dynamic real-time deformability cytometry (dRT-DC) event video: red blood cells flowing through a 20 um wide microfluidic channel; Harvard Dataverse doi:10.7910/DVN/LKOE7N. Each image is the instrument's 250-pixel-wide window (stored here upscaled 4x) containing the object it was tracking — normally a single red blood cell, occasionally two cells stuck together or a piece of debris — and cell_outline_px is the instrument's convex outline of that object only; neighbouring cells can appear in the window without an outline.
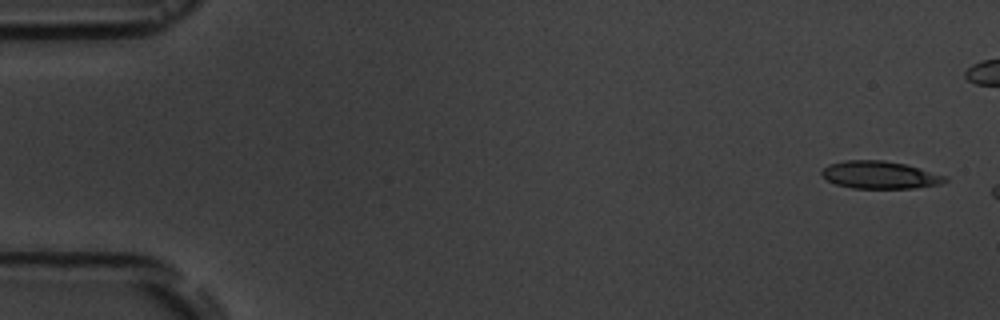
{"species": "common noctule bat (a hibernating species)", "species_latin": "Nyctalus noctula", "temperature_condition": "room temperature", "stored_images_in_passage": 3, "camera_frame_rate_fps": 3000, "um_per_image_px": 0.085, "animal": {"sex": "male", "body_mass_g": 19.5, "forearm_length_mm": 54.6}, "frame": {"image": 1, "passage_image": 1, "time_ms": 0.0, "image_size_px": [1000, 320], "cell_outline_px": [[948, 180], [940, 184], [912, 188], [852, 188], [836, 184], [828, 180], [820, 172], [828, 164], [844, 160], [884, 160], [904, 164], [948, 176]], "centroid_in_image_um": [74.79, 14.86], "position_along_channel_um": 10.2, "area_um2": 19.71}}